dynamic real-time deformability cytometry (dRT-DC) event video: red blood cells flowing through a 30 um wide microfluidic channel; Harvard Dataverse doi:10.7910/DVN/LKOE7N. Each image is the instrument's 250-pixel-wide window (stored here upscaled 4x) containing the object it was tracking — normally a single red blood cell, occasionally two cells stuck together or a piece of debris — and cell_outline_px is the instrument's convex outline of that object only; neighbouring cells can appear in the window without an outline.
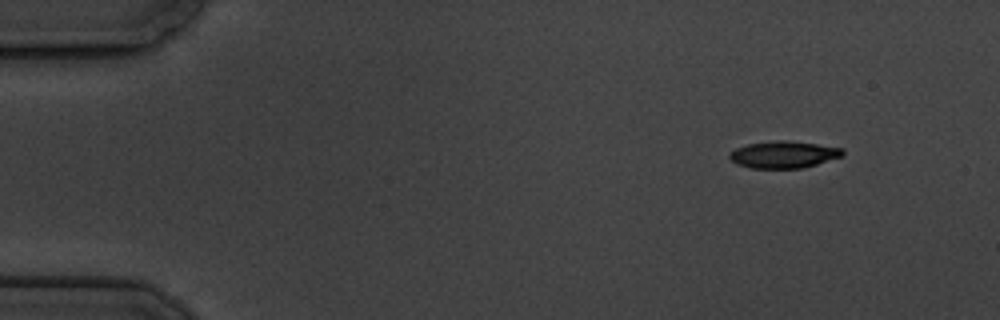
{"species": "common noctule bat (a hibernating species)", "species_latin": "Nyctalus noctula", "temperature_condition": "cold", "stored_images_in_passage": 4, "camera_frame_rate_fps": 3000, "um_per_image_px": 0.085, "animal": {"sex": "male", "body_mass_g": 19.5, "forearm_length_mm": 54.6}, "frame": {"image": 1, "passage_image": 1, "time_ms": 0.0, "image_size_px": [1000, 320], "cell_outline_px": [[844, 156], [804, 168], [748, 168], [736, 164], [728, 156], [728, 152], [736, 148], [748, 144], [776, 140], [784, 140], [816, 144], [844, 148]], "centroid_in_image_um": [66.61, 13.14], "position_along_channel_um": 18.4, "area_um2": 17.92}}
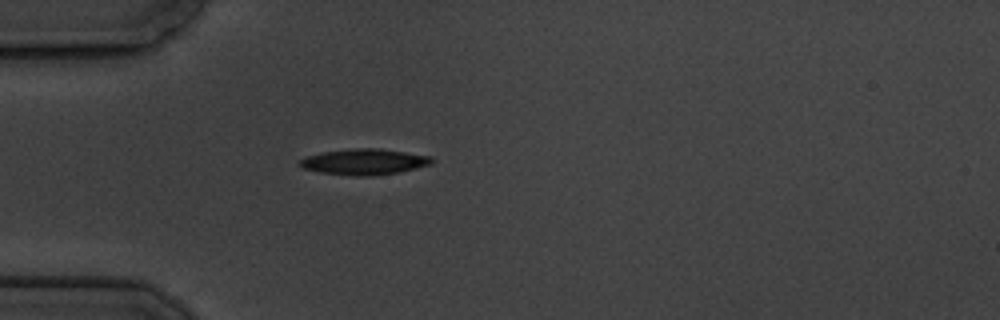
{"frame": {"image": 2, "passage_image": 4, "time_ms": 3.667, "image_size_px": [1000, 320], "cell_outline_px": [[432, 164], [400, 172], [372, 176], [356, 176], [320, 172], [304, 168], [296, 164], [304, 156], [324, 152], [352, 148], [380, 148], [432, 156]], "centroid_in_image_um": [30.96, 13.75], "position_along_channel_um": 54.0, "area_um2": 20.0}}